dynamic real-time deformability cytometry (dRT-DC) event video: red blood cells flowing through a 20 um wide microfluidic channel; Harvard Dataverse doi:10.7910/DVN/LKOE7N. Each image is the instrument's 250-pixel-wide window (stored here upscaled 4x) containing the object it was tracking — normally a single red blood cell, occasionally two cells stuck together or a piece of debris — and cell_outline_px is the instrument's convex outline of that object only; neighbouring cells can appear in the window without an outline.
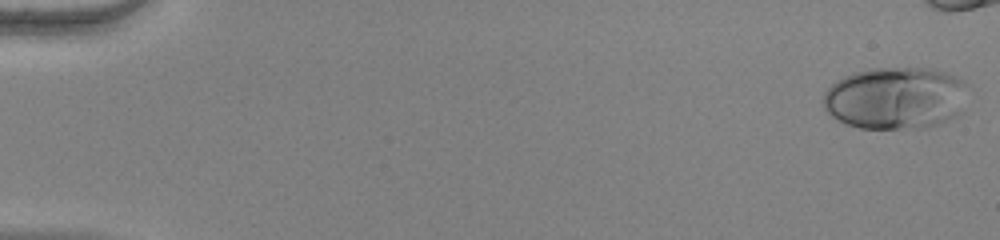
{"species": "human", "species_latin": "Homo sapiens", "temperature_condition": "warm", "stored_images_in_passage": 47, "camera_frame_rate_fps": 3000, "um_per_image_px": 0.085, "donor": {"sex": "female"}, "frame": {"image": 1, "passage_image": 1, "time_ms": 0.0, "image_size_px": [1000, 240], "cell_outline_px": [[972, 84], [964, 112], [940, 124], [924, 128], [860, 128], [844, 124], [832, 116], [824, 108], [824, 92], [836, 80], [844, 76], [856, 72], [872, 68], [932, 68], [948, 72]], "centroid_in_image_um": [76.24, 8.33], "position_along_channel_um": 8.8, "area_um2": 53.75}}
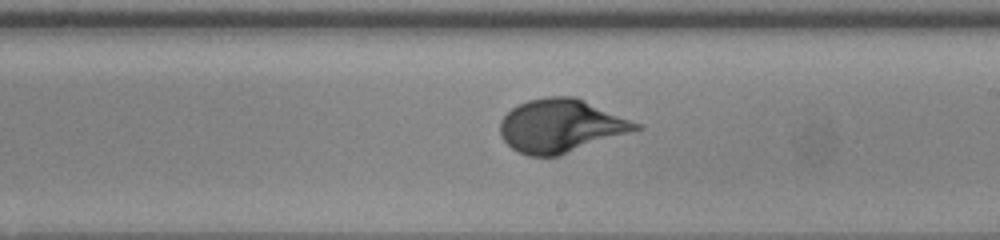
{"frame": {"image": 2, "passage_image": 32, "time_ms": 10.333, "image_size_px": [1000, 240], "cell_outline_px": [[644, 128], [560, 156], [528, 156], [516, 152], [500, 136], [500, 120], [512, 108], [528, 100], [548, 96], [576, 96], [644, 124]], "centroid_in_image_um": [47.73, 10.7], "position_along_channel_um": 241.3, "area_um2": 42.71}}
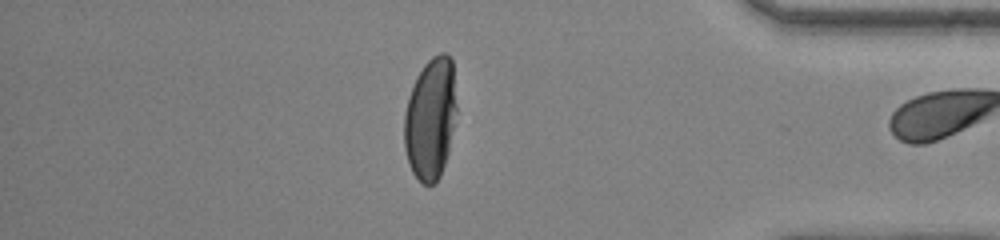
{"frame": {"image": 3, "passage_image": 46, "time_ms": 15.0, "image_size_px": [1000, 240], "cell_outline_px": [[456, 112], [448, 152], [440, 176], [432, 184], [424, 184], [412, 172], [404, 148], [404, 116], [408, 96], [416, 76], [424, 64], [432, 56], [440, 52], [444, 52], [452, 60], [456, 104]], "centroid_in_image_um": [36.58, 10.05], "position_along_channel_um": 398.6, "area_um2": 37.05}}